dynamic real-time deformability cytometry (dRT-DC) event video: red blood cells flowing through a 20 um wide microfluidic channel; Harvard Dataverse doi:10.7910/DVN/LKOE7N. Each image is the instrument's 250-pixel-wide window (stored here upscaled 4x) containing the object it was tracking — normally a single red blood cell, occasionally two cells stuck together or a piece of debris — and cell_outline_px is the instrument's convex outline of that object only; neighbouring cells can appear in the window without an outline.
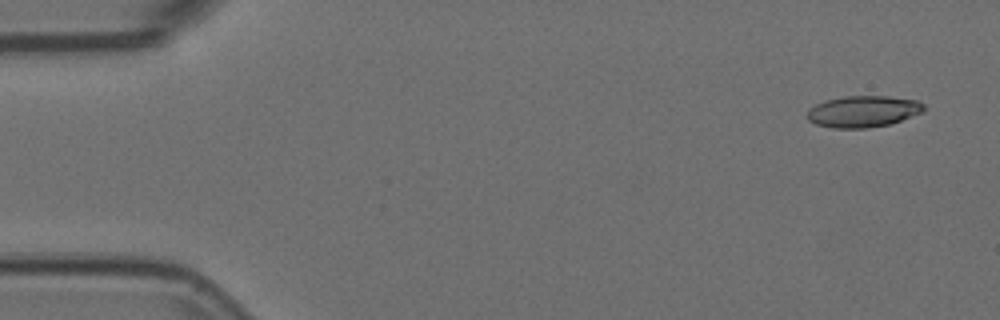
{"species": "Egyptian fruit bat (a non-hibernating species)", "species_latin": "Rousettus aegyptiacus", "temperature_condition": "room temperature", "stored_images_in_passage": 3, "camera_frame_rate_fps": 3000, "um_per_image_px": 0.085, "animal": {"sex": "female"}, "frame": {"image": 1, "passage_image": 1, "time_ms": 0.0, "image_size_px": [1000, 320], "cell_outline_px": [[924, 112], [888, 124], [868, 128], [832, 128], [816, 124], [808, 120], [804, 116], [808, 108], [824, 100], [844, 96], [888, 96], [920, 100], [924, 104]], "centroid_in_image_um": [73.33, 9.46], "position_along_channel_um": 11.7, "area_um2": 21.68}}